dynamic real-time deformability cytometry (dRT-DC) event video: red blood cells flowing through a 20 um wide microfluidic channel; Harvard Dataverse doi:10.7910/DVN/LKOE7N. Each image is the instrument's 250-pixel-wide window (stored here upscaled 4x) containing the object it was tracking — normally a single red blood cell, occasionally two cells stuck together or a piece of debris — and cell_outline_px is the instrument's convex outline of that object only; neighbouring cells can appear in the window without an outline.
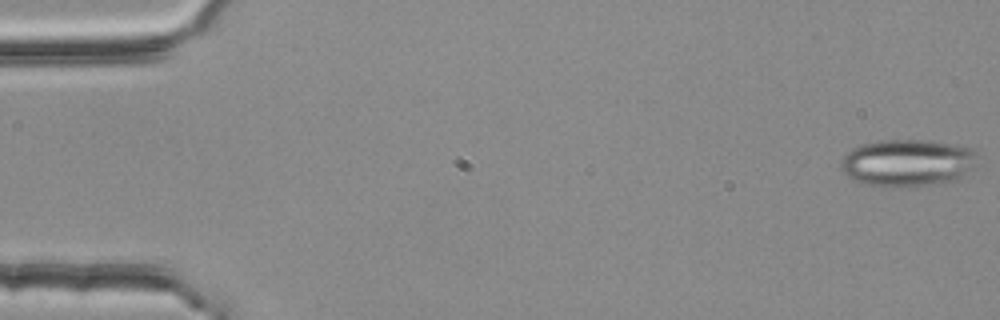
{"species": "common noctule bat (a hibernating species)", "species_latin": "Nyctalus noctula", "temperature_condition": "room temperature", "stored_images_in_passage": 54, "camera_frame_rate_fps": 3000, "um_per_image_px": 0.085, "animal": {"sex": "female", "body_mass_g": 25.1}, "frame": {"image": 1, "passage_image": 1, "time_ms": 0.0, "image_size_px": [1000, 320], "cell_outline_px": [[972, 152], [968, 168], [956, 180], [940, 184], [916, 188], [896, 188], [864, 184], [852, 180], [840, 172], [840, 160], [852, 148], [864, 144], [880, 140], [928, 140], [972, 148]], "centroid_in_image_um": [76.98, 13.88], "position_along_channel_um": 8.0, "area_um2": 37.45}}
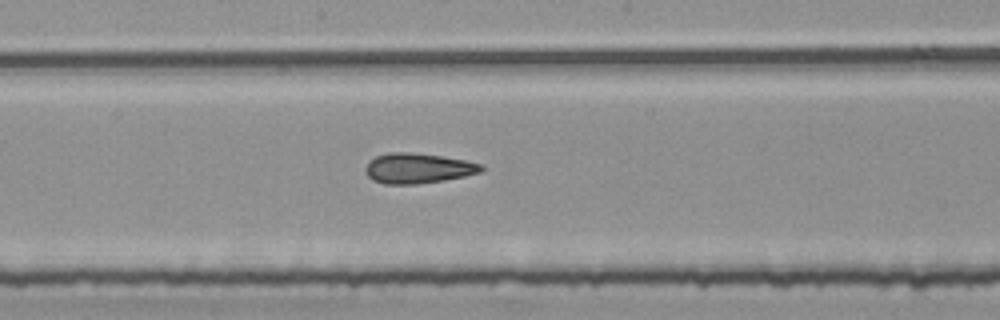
{"frame": {"image": 2, "passage_image": 29, "time_ms": 9.333, "image_size_px": [1000, 320], "cell_outline_px": [[484, 168], [480, 172], [464, 176], [444, 180], [416, 184], [384, 184], [372, 180], [364, 172], [364, 168], [376, 156], [388, 152], [408, 152], [440, 156], [464, 160], [480, 164]], "centroid_in_image_um": [35.48, 14.31], "position_along_channel_um": 212.7, "area_um2": 20.17}}
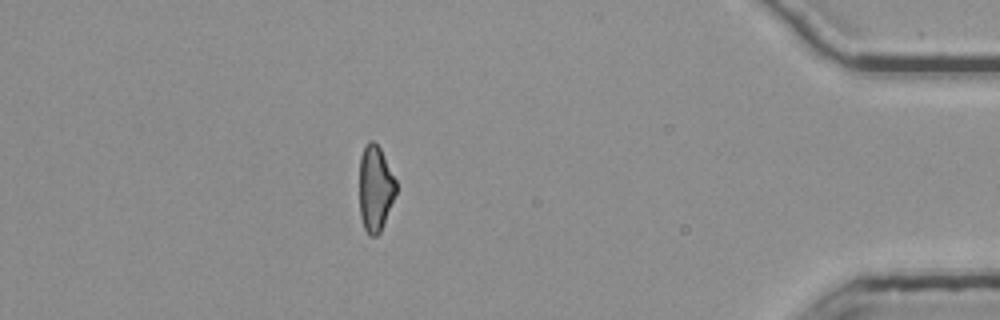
{"frame": {"image": 3, "passage_image": 48, "time_ms": 15.667, "image_size_px": [1000, 320], "cell_outline_px": [[396, 192], [380, 232], [376, 236], [368, 236], [364, 228], [360, 216], [360, 156], [364, 144], [368, 140], [372, 140], [380, 148], [396, 180]], "centroid_in_image_um": [31.88, 16.0], "position_along_channel_um": 403.3, "area_um2": 18.26}, "authors_computed_cell_mechanics": {"area_um2": 20.1722, "velocity_mm_per_s": 3.7875, "shape_relaxation_time_tau1_ms": null, "shape_relaxation_time_tau2_ms": 3.274, "deformation_change_tau1": null, "deformation_change_tau2": 0.1358}}